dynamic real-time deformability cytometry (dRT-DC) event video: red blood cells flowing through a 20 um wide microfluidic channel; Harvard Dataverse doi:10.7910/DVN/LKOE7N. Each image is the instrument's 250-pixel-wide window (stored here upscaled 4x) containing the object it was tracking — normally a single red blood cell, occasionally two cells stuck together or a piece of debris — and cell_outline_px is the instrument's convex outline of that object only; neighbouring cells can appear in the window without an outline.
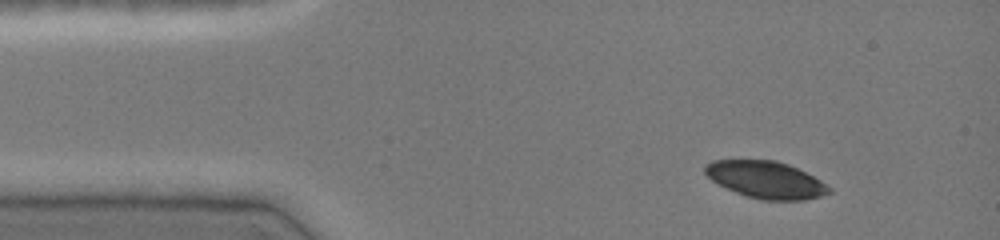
{"species": "common noctule bat (a hibernating species)", "species_latin": "Nyctalus noctula", "temperature_condition": "cold", "stored_images_in_passage": 40, "camera_frame_rate_fps": 3000, "um_per_image_px": 0.085, "animal": {"sex": "female", "body_mass_g": 19.0, "forearm_length_mm": 51.5}, "frame": {"image": 1, "passage_image": 1, "time_ms": 0.0, "image_size_px": [1000, 240], "cell_outline_px": [[832, 192], [820, 196], [804, 200], [760, 200], [736, 192], [712, 180], [704, 172], [704, 164], [712, 160], [776, 160], [788, 164], [820, 180], [832, 188]], "centroid_in_image_um": [65.1, 15.27], "position_along_channel_um": 19.9, "area_um2": 26.59}}